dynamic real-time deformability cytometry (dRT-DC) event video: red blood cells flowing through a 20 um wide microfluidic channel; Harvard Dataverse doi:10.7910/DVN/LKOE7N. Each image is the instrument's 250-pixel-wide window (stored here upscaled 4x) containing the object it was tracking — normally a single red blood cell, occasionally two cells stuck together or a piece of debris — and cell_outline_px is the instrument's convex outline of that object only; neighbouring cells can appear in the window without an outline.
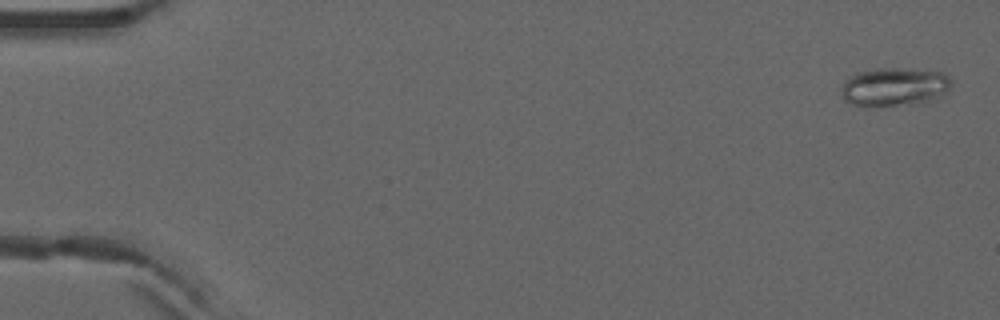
{"species": "common noctule bat (a hibernating species)", "species_latin": "Nyctalus noctula", "temperature_condition": "warm", "stored_images_in_passage": 5, "camera_frame_rate_fps": 3000, "um_per_image_px": 0.085, "animal": {"sex": "male", "forearm_length_mm": 52.5}, "frame": {"image": 1, "passage_image": 1, "time_ms": 0.0, "image_size_px": [1000, 320], "cell_outline_px": [[952, 84], [948, 92], [940, 96], [928, 100], [908, 104], [852, 104], [844, 100], [840, 88], [856, 72], [876, 68], [896, 68], [940, 72], [948, 76], [952, 80]], "centroid_in_image_um": [76.05, 7.34], "position_along_channel_um": 9.0, "area_um2": 23.93}}